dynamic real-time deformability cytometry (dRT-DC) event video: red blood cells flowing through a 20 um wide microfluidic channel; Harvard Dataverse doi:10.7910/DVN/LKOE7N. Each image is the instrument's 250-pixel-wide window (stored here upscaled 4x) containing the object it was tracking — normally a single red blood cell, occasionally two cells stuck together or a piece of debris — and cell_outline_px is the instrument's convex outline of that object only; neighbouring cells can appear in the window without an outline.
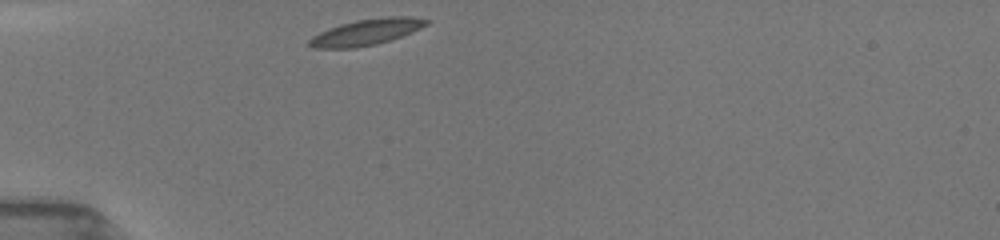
{"species": "common noctule bat (a hibernating species)", "species_latin": "Nyctalus noctula", "temperature_condition": "room temperature", "stored_images_in_passage": 11, "camera_frame_rate_fps": 3000, "um_per_image_px": 0.085, "animal": {"sex": "female", "body_mass_g": 19.5, "forearm_length_mm": 54.1}, "frame": {"image": 1, "passage_image": 1, "time_ms": 0.0, "image_size_px": [1000, 240], "cell_outline_px": [[428, 24], [420, 28], [400, 36], [376, 44], [356, 48], [312, 48], [308, 44], [308, 40], [312, 36], [328, 28], [340, 24], [356, 20], [388, 16], [408, 16], [428, 20]], "centroid_in_image_um": [31.08, 2.73], "position_along_channel_um": 53.9, "area_um2": 17.63}}
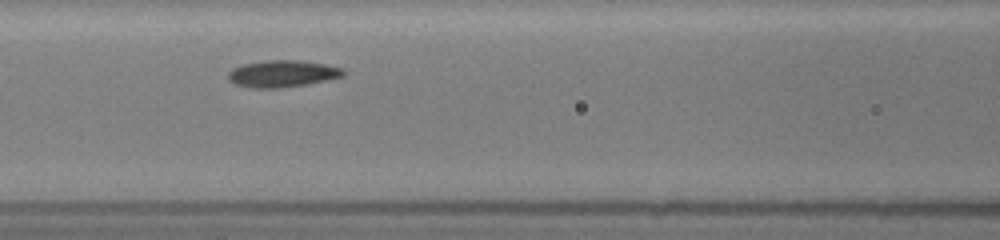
{"frame": {"image": 2, "passage_image": 6, "time_ms": 2.667, "image_size_px": [1000, 240], "cell_outline_px": [[344, 76], [308, 84], [280, 88], [252, 88], [236, 84], [228, 80], [228, 72], [232, 68], [244, 64], [264, 60], [300, 60], [324, 64], [344, 68]], "centroid_in_image_um": [24.0, 6.26], "position_along_channel_um": 142.6, "area_um2": 18.09}}
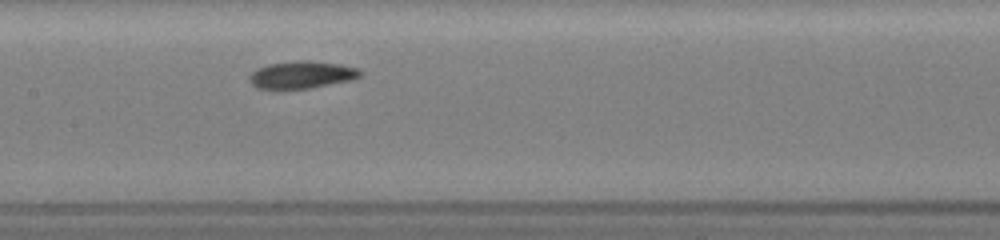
{"frame": {"image": 3, "passage_image": 9, "time_ms": 3.667, "image_size_px": [1000, 240], "cell_outline_px": [[364, 76], [352, 80], [312, 88], [256, 88], [248, 80], [248, 76], [256, 68], [268, 64], [304, 60], [308, 60], [340, 64], [360, 68], [364, 72]], "centroid_in_image_um": [25.71, 6.35], "position_along_channel_um": 181.7, "area_um2": 17.86}}